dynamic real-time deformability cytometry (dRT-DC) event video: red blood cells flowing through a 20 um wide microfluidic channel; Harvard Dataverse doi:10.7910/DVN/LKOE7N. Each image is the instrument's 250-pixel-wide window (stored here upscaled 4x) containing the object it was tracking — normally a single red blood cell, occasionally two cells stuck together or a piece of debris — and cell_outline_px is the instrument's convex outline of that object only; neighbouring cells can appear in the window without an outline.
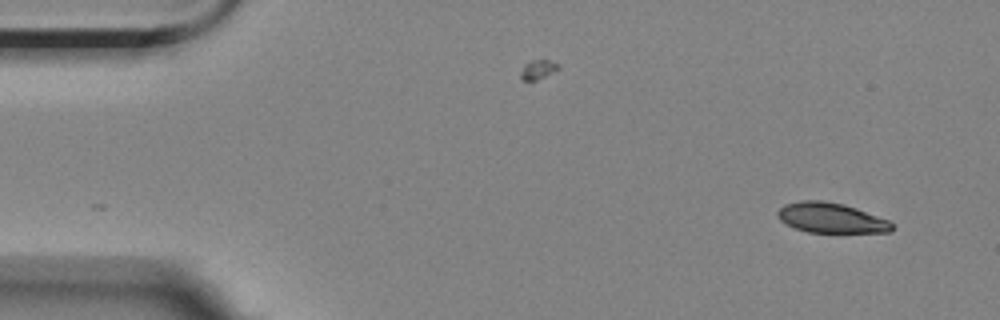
{"species": "Egyptian fruit bat (a non-hibernating species)", "species_latin": "Rousettus aegyptiacus", "temperature_condition": "room temperature", "stored_images_in_passage": 6, "camera_frame_rate_fps": 3000, "um_per_image_px": 0.085, "animal": {"sex": "female"}, "frame": {"image": 1, "passage_image": 6, "time_ms": 5.667, "image_size_px": [1000, 320], "cell_outline_px": [[892, 232], [808, 232], [796, 228], [780, 220], [776, 216], [776, 212], [784, 204], [800, 200], [824, 200], [844, 204], [856, 208], [888, 220], [892, 224]], "centroid_in_image_um": [70.6, 18.5], "position_along_channel_um": 14.4, "area_um2": 19.94}}